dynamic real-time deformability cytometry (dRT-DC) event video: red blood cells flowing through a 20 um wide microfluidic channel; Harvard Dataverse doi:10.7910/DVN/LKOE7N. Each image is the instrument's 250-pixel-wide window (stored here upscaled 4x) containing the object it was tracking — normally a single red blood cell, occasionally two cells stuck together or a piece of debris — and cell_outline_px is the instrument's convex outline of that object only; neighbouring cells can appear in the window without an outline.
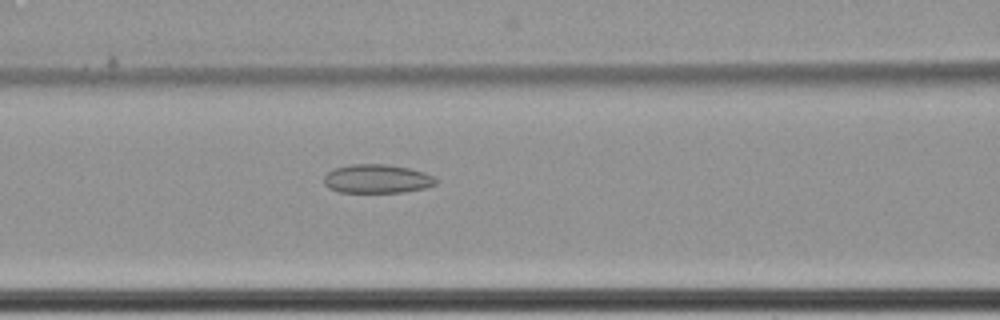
{"species": "common noctule bat (a hibernating species)", "species_latin": "Nyctalus noctula", "temperature_condition": "cold", "stored_images_in_passage": 62, "camera_frame_rate_fps": 3000, "um_per_image_px": 0.085, "animal": {"sex": "female", "body_mass_g": 22.7, "forearm_length_mm": 54.2}, "frame": {"image": 1, "passage_image": 29, "time_ms": 9.333, "image_size_px": [1000, 320], "cell_outline_px": [[436, 184], [424, 188], [404, 192], [340, 192], [328, 188], [324, 184], [324, 176], [332, 168], [352, 164], [384, 164], [408, 168], [424, 172], [436, 176]], "centroid_in_image_um": [32.03, 15.2], "position_along_channel_um": 134.6, "area_um2": 18.84}}
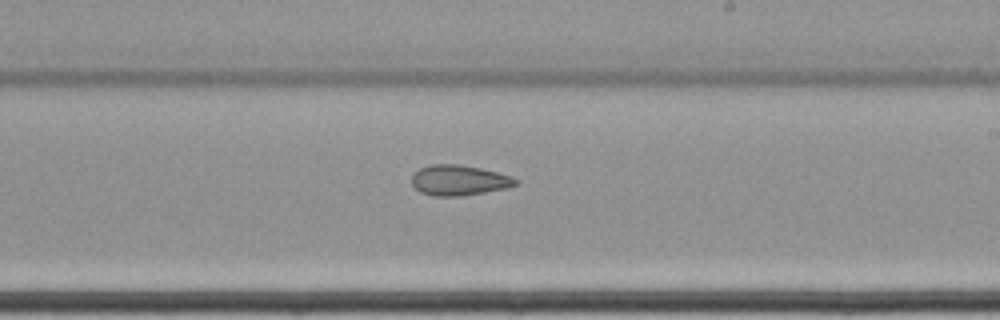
{"frame": {"image": 2, "passage_image": 39, "time_ms": 12.667, "image_size_px": [1000, 320], "cell_outline_px": [[520, 180], [516, 184], [508, 188], [464, 196], [432, 196], [420, 192], [412, 184], [412, 176], [420, 168], [432, 164], [460, 164], [480, 168], [512, 176]], "centroid_in_image_um": [39.04, 15.33], "position_along_channel_um": 250.0, "area_um2": 18.5}}
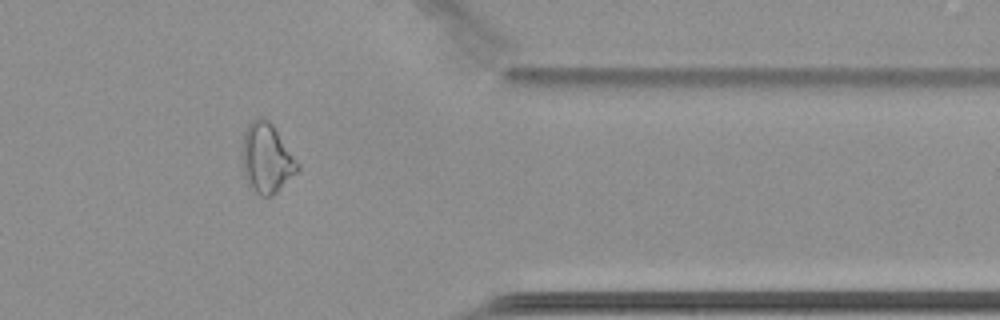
{"frame": {"image": 3, "passage_image": 52, "time_ms": 17.0, "image_size_px": [1000, 320], "cell_outline_px": [[300, 168], [276, 192], [268, 196], [260, 196], [248, 184], [244, 176], [244, 132], [248, 124], [252, 120], [260, 116], [268, 120], [272, 124], [300, 164]], "centroid_in_image_um": [22.68, 13.43], "position_along_channel_um": 388.7, "area_um2": 21.91}, "authors_computed_cell_mechanics": {"area_um2": 22.9755, "velocity_mm_per_s": 3.4662, "shape_relaxation_time_tau1_ms": null, "shape_relaxation_time_tau2_ms": 8.4437, "deformation_change_tau1": null, "deformation_change_tau2": 0.1585}}